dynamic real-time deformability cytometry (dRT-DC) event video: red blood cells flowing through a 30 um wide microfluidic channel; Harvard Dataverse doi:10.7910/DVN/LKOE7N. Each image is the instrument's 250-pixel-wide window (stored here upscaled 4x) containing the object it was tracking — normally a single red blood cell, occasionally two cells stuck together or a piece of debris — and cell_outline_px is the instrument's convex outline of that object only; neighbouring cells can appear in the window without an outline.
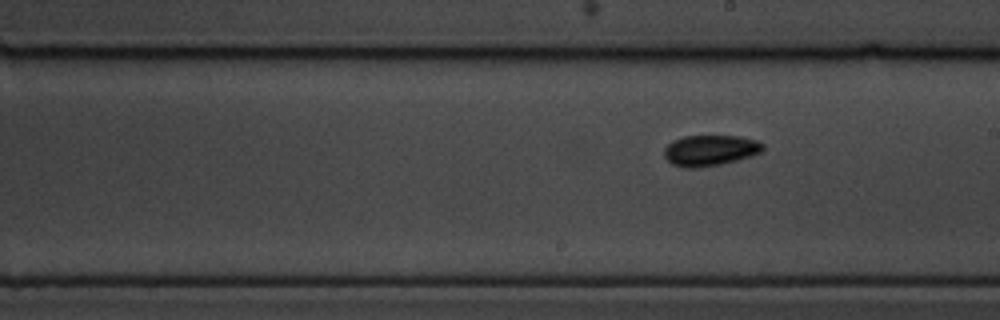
{"species": "common noctule bat (a hibernating species)", "species_latin": "Nyctalus noctula", "temperature_condition": "cold", "stored_images_in_passage": 11, "segment_of_instrument_passage": [2, 2], "camera_frame_rate_fps": 3000, "um_per_image_px": 0.085, "animal": {"sex": "male", "body_mass_g": 19.5, "forearm_length_mm": 54.6}, "frame": {"image": 1, "passage_image": 11, "time_ms": 12.333, "image_size_px": [1000, 320], "cell_outline_px": [[764, 148], [760, 152], [752, 156], [720, 164], [700, 168], [684, 168], [672, 164], [664, 156], [664, 148], [672, 140], [684, 136], [740, 136], [756, 140], [764, 144]], "centroid_in_image_um": [60.34, 12.78], "position_along_channel_um": 228.7, "area_um2": 17.8}}